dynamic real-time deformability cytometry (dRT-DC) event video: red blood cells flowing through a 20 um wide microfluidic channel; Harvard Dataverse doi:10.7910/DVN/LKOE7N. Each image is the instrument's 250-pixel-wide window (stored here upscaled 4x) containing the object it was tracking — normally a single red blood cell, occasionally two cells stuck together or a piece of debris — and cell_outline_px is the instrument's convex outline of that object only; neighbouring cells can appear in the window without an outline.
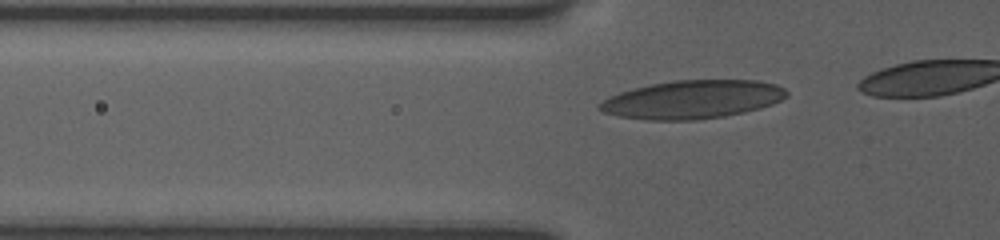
{"species": "human", "species_latin": "Homo sapiens", "temperature_condition": "room temperature", "stored_images_in_passage": 10, "camera_frame_rate_fps": 3000, "um_per_image_px": 0.085, "donor": {"sex": "female"}, "frame": {"image": 1, "passage_image": 6, "time_ms": 2.333, "image_size_px": [1000, 240], "cell_outline_px": [[788, 96], [772, 104], [760, 108], [744, 112], [724, 116], [696, 120], [648, 120], [620, 116], [604, 112], [596, 108], [596, 104], [620, 92], [652, 84], [676, 80], [756, 80], [776, 84], [784, 88], [788, 92]], "centroid_in_image_um": [58.88, 8.46], "position_along_channel_um": 66.9, "area_um2": 41.62}}
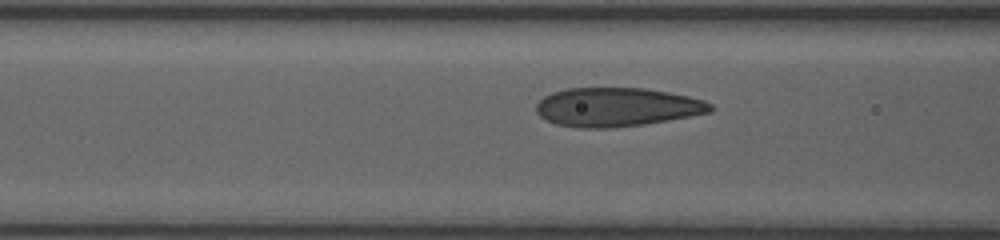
{"frame": {"image": 2, "passage_image": 9, "time_ms": 3.667, "image_size_px": [1000, 240], "cell_outline_px": [[712, 112], [668, 120], [644, 124], [608, 128], [580, 128], [556, 124], [540, 116], [536, 112], [536, 104], [544, 96], [552, 92], [568, 88], [644, 88], [668, 92], [688, 96], [704, 100], [712, 104]], "centroid_in_image_um": [52.43, 9.1], "position_along_channel_um": 114.2, "area_um2": 39.36}}